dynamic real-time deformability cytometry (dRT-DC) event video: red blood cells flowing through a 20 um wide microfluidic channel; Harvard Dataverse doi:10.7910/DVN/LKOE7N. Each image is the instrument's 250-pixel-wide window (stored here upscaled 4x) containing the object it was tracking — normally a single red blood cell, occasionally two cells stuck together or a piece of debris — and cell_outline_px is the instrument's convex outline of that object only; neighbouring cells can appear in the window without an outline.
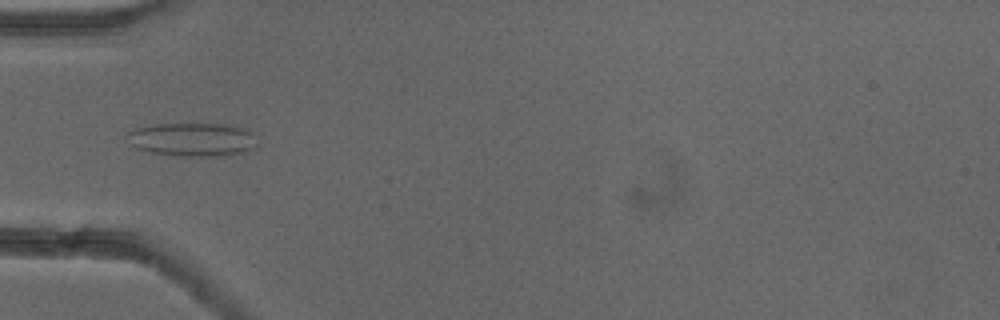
{"species": "common noctule bat (a hibernating species)", "species_latin": "Nyctalus noctula", "temperature_condition": "cold", "stored_images_in_passage": 47, "camera_frame_rate_fps": 3000, "um_per_image_px": 0.085, "animal": {"sex": "female"}, "frame": {"image": 1, "passage_image": 12, "time_ms": 3.667, "image_size_px": [1000, 320], "cell_outline_px": [[260, 144], [256, 148], [248, 152], [232, 156], [176, 156], [152, 152], [136, 148], [128, 144], [124, 136], [128, 132], [136, 128], [152, 124], [232, 124], [244, 128], [252, 132]], "centroid_in_image_um": [16.42, 11.87], "position_along_channel_um": 68.6, "area_um2": 26.3}}
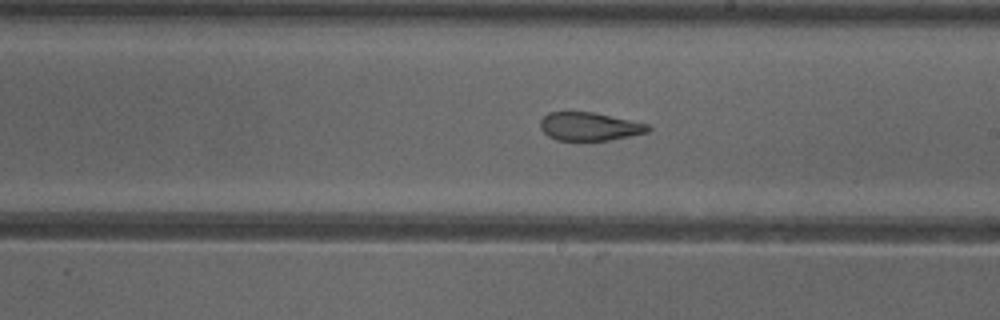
{"frame": {"image": 2, "passage_image": 25, "time_ms": 8.0, "image_size_px": [1000, 320], "cell_outline_px": [[652, 128], [648, 132], [608, 140], [556, 140], [548, 136], [540, 128], [540, 120], [548, 112], [592, 112], [648, 124]], "centroid_in_image_um": [50.07, 10.75], "position_along_channel_um": 238.9, "area_um2": 17.57}}
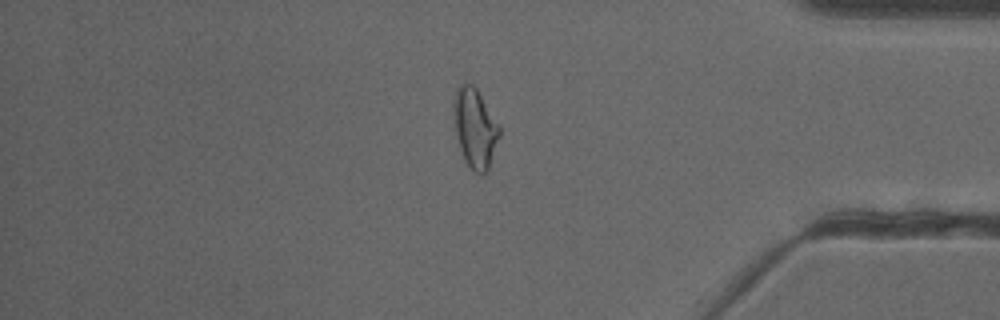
{"frame": {"image": 3, "passage_image": 39, "time_ms": 12.667, "image_size_px": [1000, 320], "cell_outline_px": [[500, 136], [488, 172], [484, 176], [480, 176], [464, 160], [460, 148], [456, 132], [452, 112], [452, 100], [456, 88], [460, 84], [472, 84], [476, 88], [500, 128]], "centroid_in_image_um": [40.36, 10.91], "position_along_channel_um": 394.8, "area_um2": 21.21}, "authors_computed_cell_mechanics": {"area_um2": 20.9236, "velocity_mm_per_s": 3.9021, "shape_relaxation_time_tau1_ms": null, "shape_relaxation_time_tau2_ms": 2.0383, "deformation_change_tau1": null, "deformation_change_tau2": 0.1074}}